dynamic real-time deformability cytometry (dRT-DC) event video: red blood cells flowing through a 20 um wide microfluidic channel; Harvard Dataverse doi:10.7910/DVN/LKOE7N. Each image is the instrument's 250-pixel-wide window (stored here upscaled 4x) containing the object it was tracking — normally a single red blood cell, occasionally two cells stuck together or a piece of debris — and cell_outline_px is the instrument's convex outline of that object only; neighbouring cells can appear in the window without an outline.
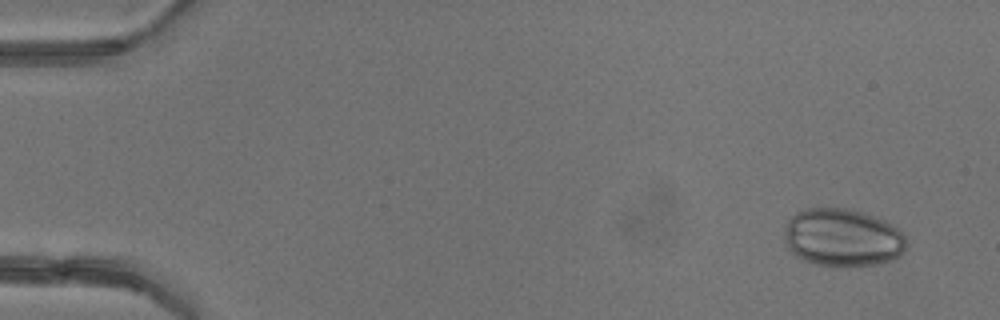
{"species": "common noctule bat (a hibernating species)", "species_latin": "Nyctalus noctula", "temperature_condition": "warm", "stored_images_in_passage": 4, "camera_frame_rate_fps": 3000, "um_per_image_px": 0.085, "animal": {"sex": "female"}, "frame": {"image": 1, "passage_image": 1, "time_ms": 0.0, "image_size_px": [1000, 320], "cell_outline_px": [[908, 244], [904, 252], [900, 256], [892, 260], [876, 264], [816, 264], [804, 260], [796, 256], [788, 248], [784, 240], [784, 228], [788, 220], [796, 212], [808, 208], [848, 208], [876, 216], [900, 228], [908, 240]], "centroid_in_image_um": [71.65, 20.16], "position_along_channel_um": 13.3, "area_um2": 41.21}}